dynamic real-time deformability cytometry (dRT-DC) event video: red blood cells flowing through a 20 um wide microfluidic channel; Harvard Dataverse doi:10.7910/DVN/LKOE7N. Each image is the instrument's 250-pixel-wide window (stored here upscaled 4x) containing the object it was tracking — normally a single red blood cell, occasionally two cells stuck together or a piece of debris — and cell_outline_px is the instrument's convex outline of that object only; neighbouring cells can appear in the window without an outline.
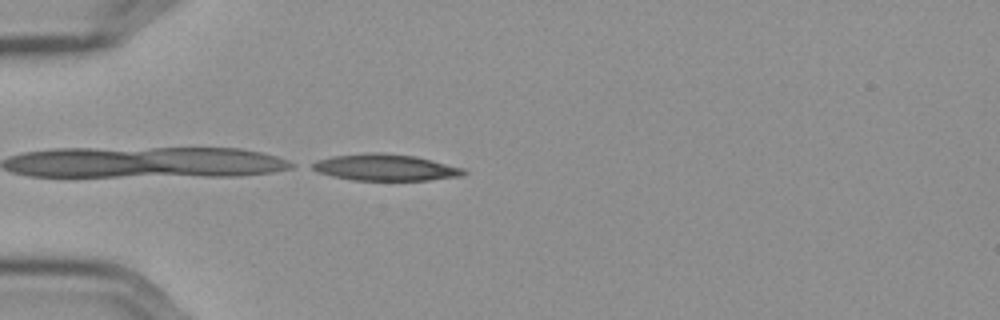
{"species": "Egyptian fruit bat (a non-hibernating species)", "species_latin": "Rousettus aegyptiacus", "temperature_condition": "cold", "stored_images_in_passage": 41, "camera_frame_rate_fps": 3000, "um_per_image_px": 0.085, "frame": {"image": 1, "passage_image": 1, "time_ms": 0.0, "image_size_px": [1000, 320], "cell_outline_px": [[468, 172], [460, 176], [428, 180], [352, 180], [332, 176], [316, 172], [308, 168], [308, 164], [316, 160], [332, 156], [368, 152], [380, 152], [416, 156], [464, 168]], "centroid_in_image_um": [32.67, 14.22], "position_along_channel_um": 52.3, "area_um2": 23.7}}
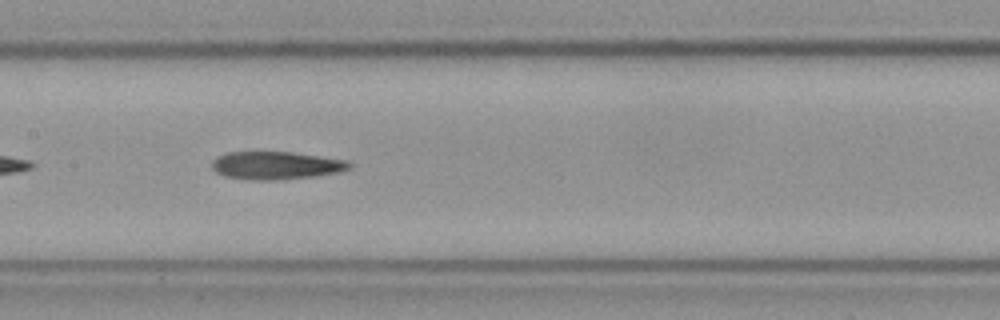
{"frame": {"image": 2, "passage_image": 13, "time_ms": 4.0, "image_size_px": [1000, 320], "cell_outline_px": [[352, 168], [340, 172], [316, 176], [276, 180], [248, 180], [224, 176], [216, 172], [212, 168], [212, 160], [216, 156], [228, 152], [292, 152], [348, 160], [352, 164]], "centroid_in_image_um": [23.47, 14.06], "position_along_channel_um": 183.9, "area_um2": 22.6}}
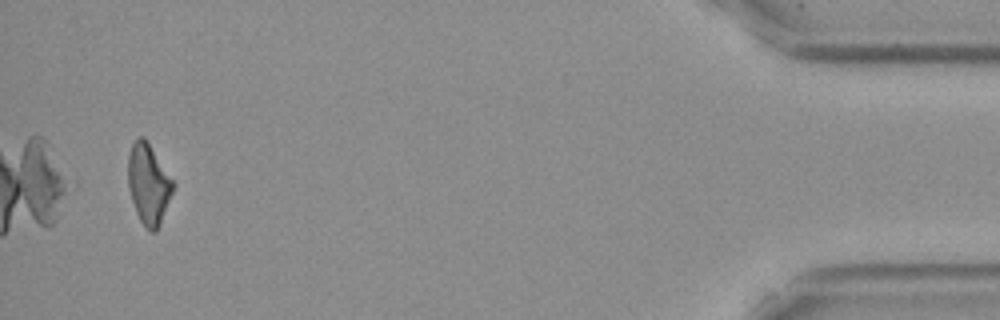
{"frame": {"image": 3, "passage_image": 39, "time_ms": 12.667, "image_size_px": [1000, 320], "cell_outline_px": [[176, 184], [160, 224], [156, 232], [152, 232], [140, 220], [136, 212], [128, 188], [128, 156], [132, 144], [136, 136], [144, 136]], "centroid_in_image_um": [12.63, 15.61], "position_along_channel_um": 422.6, "area_um2": 21.04}, "authors_computed_cell_mechanics": {"area_um2": 22.253, "velocity_mm_per_s": 3.6064, "shape_relaxation_time_tau1_ms": null, "shape_relaxation_time_tau2_ms": 10.7625, "deformation_change_tau1": null, "deformation_change_tau2": 0.3002}}